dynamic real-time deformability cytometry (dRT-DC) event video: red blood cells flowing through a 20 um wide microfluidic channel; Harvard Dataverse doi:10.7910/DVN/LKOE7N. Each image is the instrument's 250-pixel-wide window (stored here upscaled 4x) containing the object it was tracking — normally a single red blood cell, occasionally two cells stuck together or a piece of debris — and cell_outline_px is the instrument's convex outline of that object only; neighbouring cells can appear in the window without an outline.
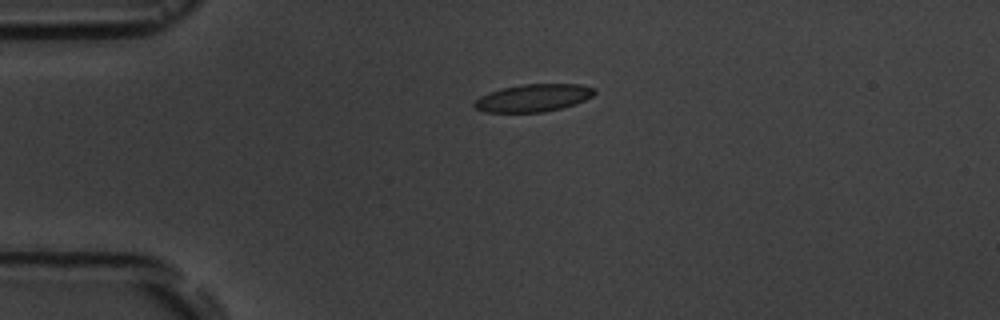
{"species": "common noctule bat (a hibernating species)", "species_latin": "Nyctalus noctula", "temperature_condition": "room temperature", "stored_images_in_passage": 6, "camera_frame_rate_fps": 3000, "um_per_image_px": 0.085, "animal": {"sex": "male", "body_mass_g": 19.5, "forearm_length_mm": 54.6}, "frame": {"image": 1, "passage_image": 6, "time_ms": 6.667, "image_size_px": [1000, 320], "cell_outline_px": [[596, 92], [592, 96], [584, 100], [560, 108], [544, 112], [484, 112], [476, 108], [472, 104], [480, 96], [488, 92], [500, 88], [524, 84], [580, 84], [596, 88]], "centroid_in_image_um": [45.31, 8.31], "position_along_channel_um": 39.7, "area_um2": 19.25}}